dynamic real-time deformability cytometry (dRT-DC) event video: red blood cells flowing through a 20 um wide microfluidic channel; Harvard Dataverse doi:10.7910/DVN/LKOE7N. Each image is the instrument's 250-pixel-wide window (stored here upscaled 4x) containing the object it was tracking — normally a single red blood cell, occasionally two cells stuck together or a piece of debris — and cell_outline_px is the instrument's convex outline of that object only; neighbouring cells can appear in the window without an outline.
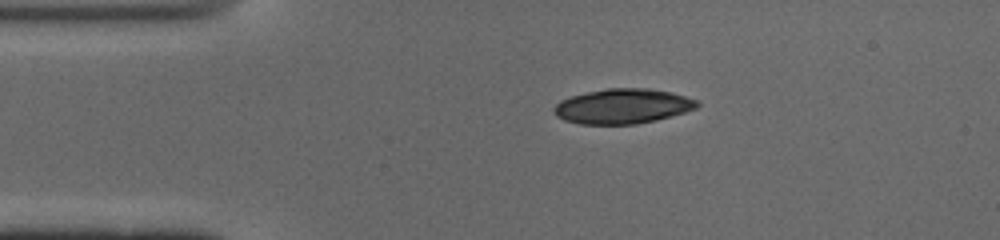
{"species": "common noctule bat (a hibernating species)", "species_latin": "Nyctalus noctula", "temperature_condition": "cold", "stored_images_in_passage": 42, "camera_frame_rate_fps": 3000, "um_per_image_px": 0.085, "animal": {"sex": "male", "body_mass_g": 19.0, "forearm_length_mm": 50.8}, "frame": {"image": 1, "passage_image": 1, "time_ms": 0.0, "image_size_px": [1000, 240], "cell_outline_px": [[700, 104], [696, 108], [684, 112], [656, 120], [636, 124], [580, 124], [564, 120], [556, 116], [552, 108], [560, 100], [572, 96], [588, 92], [608, 88], [648, 88], [672, 92], [700, 100]], "centroid_in_image_um": [52.94, 9.03], "position_along_channel_um": 32.1, "area_um2": 29.19}}